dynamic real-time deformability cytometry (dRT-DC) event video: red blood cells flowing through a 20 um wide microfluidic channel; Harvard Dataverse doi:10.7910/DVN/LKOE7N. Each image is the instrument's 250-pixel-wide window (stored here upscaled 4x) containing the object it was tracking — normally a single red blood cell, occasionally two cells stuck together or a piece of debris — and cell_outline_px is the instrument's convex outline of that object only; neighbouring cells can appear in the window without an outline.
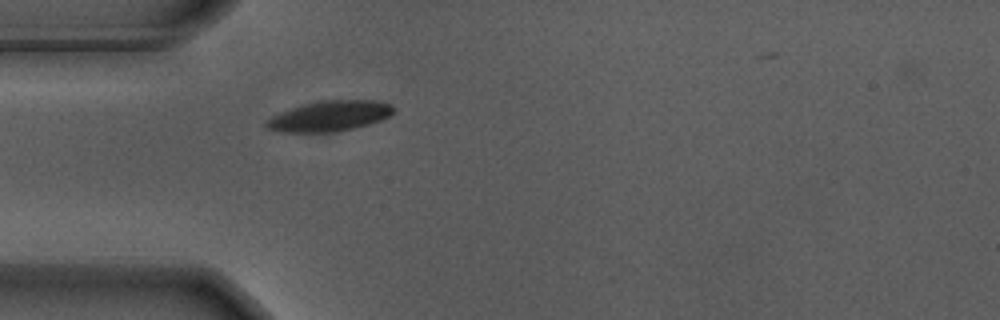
{"species": "Egyptian fruit bat (a non-hibernating species)", "species_latin": "Rousettus aegyptiacus", "temperature_condition": "warm", "stored_images_in_passage": 25, "camera_frame_rate_fps": 3000, "um_per_image_px": 0.085, "animal": {"sex": "male"}, "frame": {"image": 1, "passage_image": 1, "time_ms": 0.0, "image_size_px": [1000, 320], "cell_outline_px": [[396, 108], [388, 116], [380, 120], [356, 128], [340, 132], [280, 132], [268, 128], [264, 124], [272, 116], [280, 112], [304, 104], [320, 100], [376, 100], [392, 104]], "centroid_in_image_um": [28.04, 9.86], "position_along_channel_um": 57.0, "area_um2": 22.6}}
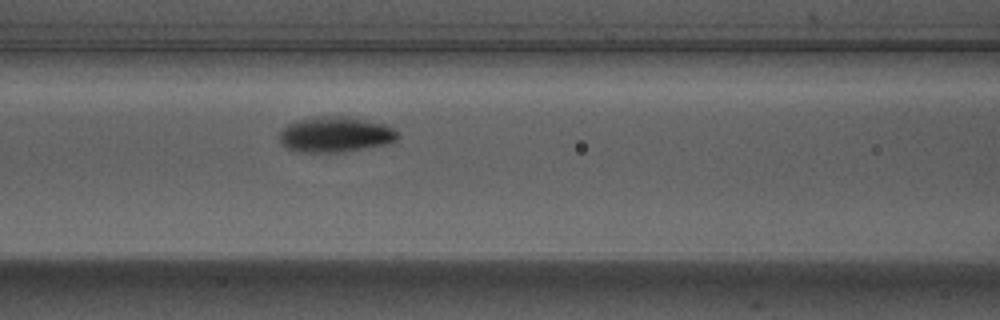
{"frame": {"image": 2, "passage_image": 8, "time_ms": 2.333, "image_size_px": [1000, 320], "cell_outline_px": [[400, 136], [396, 140], [384, 144], [344, 152], [296, 152], [280, 144], [280, 132], [288, 124], [296, 120], [312, 116], [344, 116], [388, 124]], "centroid_in_image_um": [28.48, 11.42], "position_along_channel_um": 138.1, "area_um2": 24.57}}
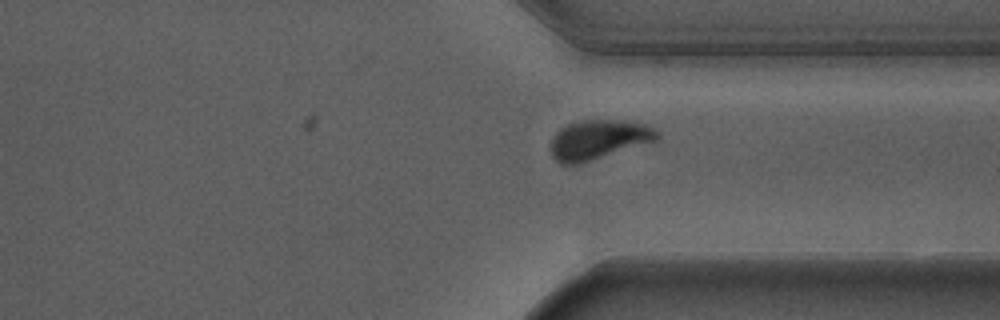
{"frame": {"image": 3, "passage_image": 23, "time_ms": 7.333, "image_size_px": [1000, 320], "cell_outline_px": [[660, 136], [656, 140], [576, 164], [560, 164], [552, 156], [552, 140], [556, 132], [560, 128], [576, 120], [624, 120], [644, 124], [656, 128], [660, 132]], "centroid_in_image_um": [50.88, 11.83], "position_along_channel_um": 360.5, "area_um2": 24.1}}